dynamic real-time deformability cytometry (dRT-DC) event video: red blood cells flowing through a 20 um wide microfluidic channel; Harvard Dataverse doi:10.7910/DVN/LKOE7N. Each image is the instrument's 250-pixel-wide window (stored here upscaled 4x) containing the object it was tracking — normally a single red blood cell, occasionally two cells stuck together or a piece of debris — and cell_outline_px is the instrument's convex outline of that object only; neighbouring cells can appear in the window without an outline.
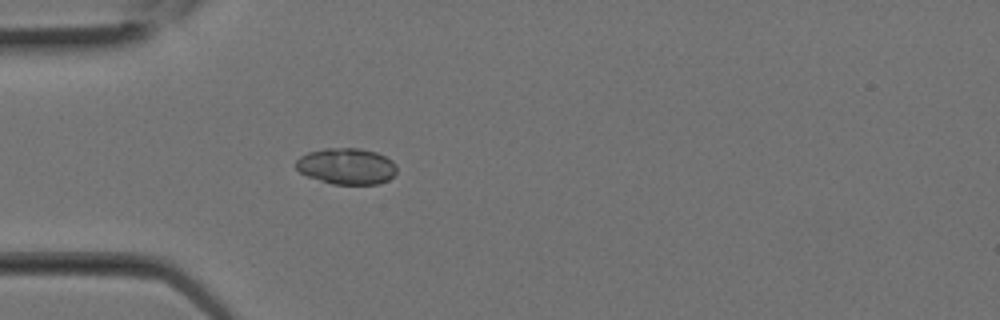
{"species": "Egyptian fruit bat (a non-hibernating species)", "species_latin": "Rousettus aegyptiacus", "temperature_condition": "room temperature", "stored_images_in_passage": 13, "camera_frame_rate_fps": 3000, "um_per_image_px": 0.085, "animal": {"sex": "female"}, "frame": {"image": 1, "passage_image": 2, "time_ms": 0.333, "image_size_px": [1000, 320], "cell_outline_px": [[396, 172], [388, 180], [380, 184], [332, 184], [308, 176], [300, 172], [296, 168], [296, 160], [300, 156], [308, 152], [324, 148], [360, 148], [376, 152], [392, 160], [396, 164]], "centroid_in_image_um": [29.46, 14.12], "position_along_channel_um": 55.5, "area_um2": 21.33}}
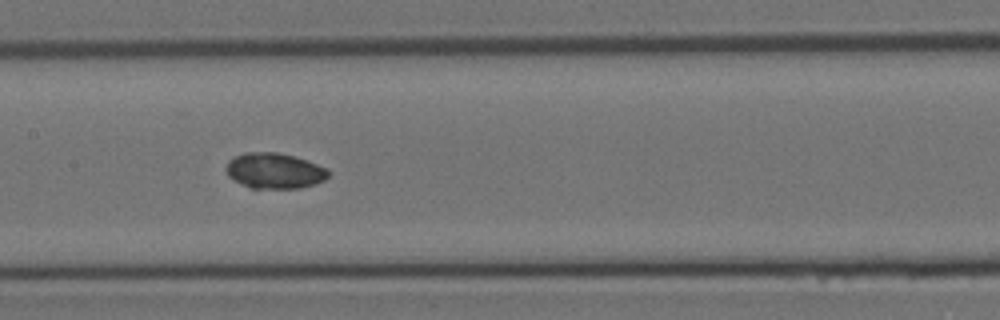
{"frame": {"image": 2, "passage_image": 7, "time_ms": 2.0, "image_size_px": [1000, 320], "cell_outline_px": [[328, 176], [324, 180], [316, 184], [300, 188], [252, 188], [228, 176], [224, 168], [228, 160], [244, 152], [276, 152], [296, 156], [308, 160], [328, 168]], "centroid_in_image_um": [23.35, 14.5], "position_along_channel_um": 184.1, "area_um2": 21.33}}
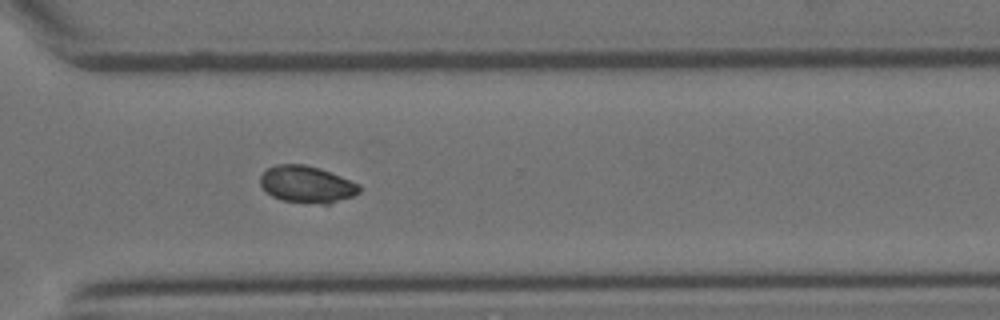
{"frame": {"image": 3, "passage_image": 13, "time_ms": 4.0, "image_size_px": [1000, 320], "cell_outline_px": [[360, 192], [352, 196], [328, 204], [324, 204], [284, 200], [272, 196], [260, 184], [260, 176], [268, 168], [276, 164], [304, 164], [320, 168], [360, 184]], "centroid_in_image_um": [26.08, 15.65], "position_along_channel_um": 344.5, "area_um2": 21.04}}